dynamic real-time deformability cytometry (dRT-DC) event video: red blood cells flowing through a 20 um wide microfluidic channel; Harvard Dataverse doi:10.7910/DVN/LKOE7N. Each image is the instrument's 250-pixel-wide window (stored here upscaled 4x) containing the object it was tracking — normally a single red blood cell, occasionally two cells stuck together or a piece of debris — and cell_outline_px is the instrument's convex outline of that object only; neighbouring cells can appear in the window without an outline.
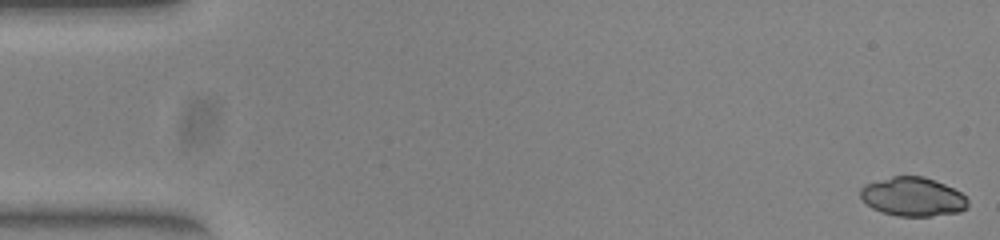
{"species": "common noctule bat (a hibernating species)", "species_latin": "Nyctalus noctula", "temperature_condition": "warm", "stored_images_in_passage": 52, "camera_frame_rate_fps": 3000, "um_per_image_px": 0.085, "animal": {"sex": "female", "body_mass_g": 23.0, "forearm_length_mm": 53.4}, "frame": {"image": 1, "passage_image": 1, "time_ms": 0.0, "image_size_px": [1000, 240], "cell_outline_px": [[968, 208], [960, 212], [932, 216], [900, 216], [884, 212], [872, 208], [860, 196], [860, 188], [864, 184], [892, 176], [924, 176], [944, 184], [960, 192], [968, 200]], "centroid_in_image_um": [77.6, 16.72], "position_along_channel_um": 7.4, "area_um2": 24.28}}
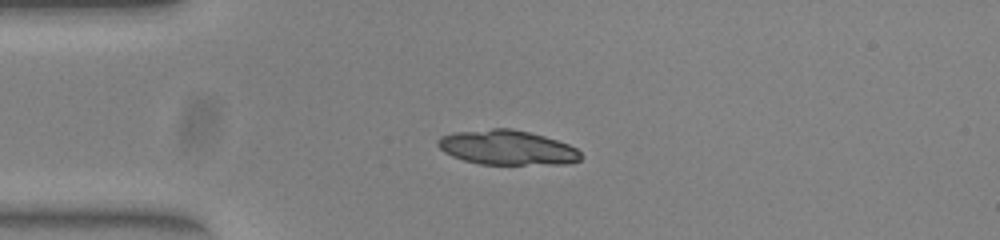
{"frame": {"image": 2, "passage_image": 13, "time_ms": 4.0, "image_size_px": [1000, 240], "cell_outline_px": [[584, 156], [580, 160], [568, 164], [480, 164], [464, 160], [452, 156], [444, 152], [436, 144], [436, 140], [440, 136], [456, 132], [492, 128], [512, 128], [544, 136], [568, 144], [576, 148]], "centroid_in_image_um": [43.11, 12.54], "position_along_channel_um": 41.9, "area_um2": 28.96}}
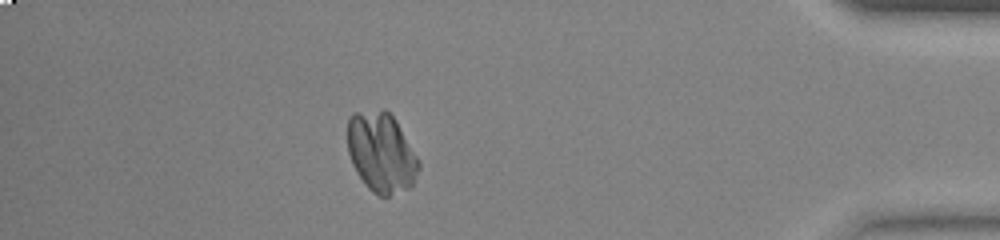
{"frame": {"image": 3, "passage_image": 46, "time_ms": 15.0, "image_size_px": [1000, 240], "cell_outline_px": [[420, 168], [412, 184], [408, 188], [388, 196], [380, 196], [372, 192], [364, 184], [356, 172], [352, 164], [348, 152], [348, 116], [352, 112], [384, 108], [396, 120], [416, 156], [420, 164]], "centroid_in_image_um": [32.38, 12.94], "position_along_channel_um": 402.8, "area_um2": 33.23}}